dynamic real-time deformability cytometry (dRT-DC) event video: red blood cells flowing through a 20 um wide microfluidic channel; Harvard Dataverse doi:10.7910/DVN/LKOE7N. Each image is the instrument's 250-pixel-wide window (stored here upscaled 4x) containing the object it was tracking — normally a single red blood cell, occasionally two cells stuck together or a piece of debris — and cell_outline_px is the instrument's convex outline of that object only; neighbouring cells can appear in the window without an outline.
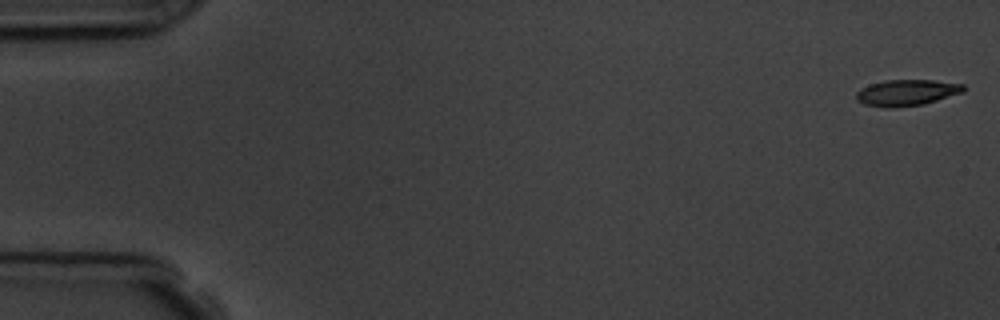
{"species": "common noctule bat (a hibernating species)", "species_latin": "Nyctalus noctula", "temperature_condition": "room temperature", "stored_images_in_passage": 56, "camera_frame_rate_fps": 3000, "um_per_image_px": 0.085, "animal": {"sex": "male", "body_mass_g": 19.5, "forearm_length_mm": 54.6}, "frame": {"image": 1, "passage_image": 1, "time_ms": 0.0, "image_size_px": [1000, 320], "cell_outline_px": [[964, 92], [924, 104], [888, 108], [864, 104], [856, 100], [856, 92], [860, 88], [868, 84], [884, 80], [932, 80], [964, 84]], "centroid_in_image_um": [77.04, 7.87], "position_along_channel_um": 8.0, "area_um2": 16.42}}
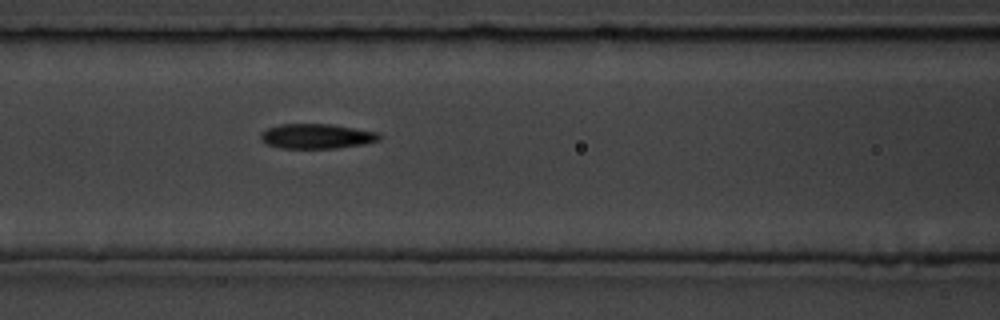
{"frame": {"image": 2, "passage_image": 24, "time_ms": 7.667, "image_size_px": [1000, 320], "cell_outline_px": [[380, 140], [360, 144], [336, 148], [280, 148], [264, 144], [260, 140], [260, 132], [268, 128], [280, 124], [332, 124], [376, 132], [380, 136]], "centroid_in_image_um": [26.83, 11.58], "position_along_channel_um": 139.8, "area_um2": 17.11}}
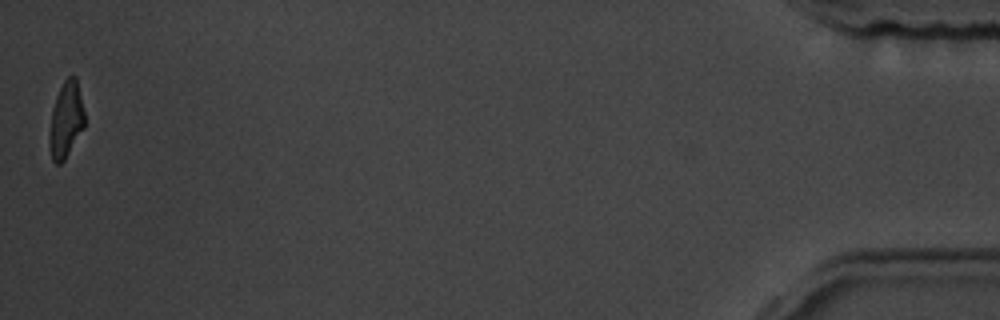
{"frame": {"image": 3, "passage_image": 56, "time_ms": 18.333, "image_size_px": [1000, 320], "cell_outline_px": [[84, 128], [64, 160], [60, 164], [56, 164], [52, 160], [48, 144], [48, 136], [52, 108], [56, 96], [64, 80], [68, 76], [76, 76], [84, 112]], "centroid_in_image_um": [5.58, 10.21], "position_along_channel_um": 429.6, "area_um2": 15.66}, "authors_computed_cell_mechanics": {"area_um2": 17.1377, "velocity_mm_per_s": 3.624, "shape_relaxation_time_tau1_ms": 3.9432, "shape_relaxation_time_tau2_ms": 2.901, "deformation_change_tau1": 0.1901, "deformation_change_tau2": 0.1088}}